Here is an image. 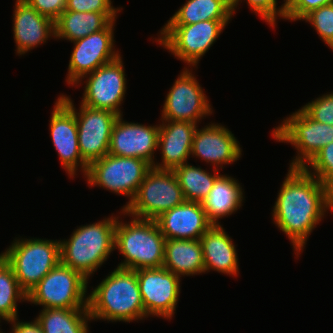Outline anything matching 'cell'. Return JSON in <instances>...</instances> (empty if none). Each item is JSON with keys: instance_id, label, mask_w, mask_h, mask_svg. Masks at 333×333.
Segmentation results:
<instances>
[{"instance_id": "obj_8", "label": "cell", "mask_w": 333, "mask_h": 333, "mask_svg": "<svg viewBox=\"0 0 333 333\" xmlns=\"http://www.w3.org/2000/svg\"><path fill=\"white\" fill-rule=\"evenodd\" d=\"M152 166L141 158L122 157L107 154L88 165L85 178L89 186H98L118 195L134 199L138 188Z\"/></svg>"}, {"instance_id": "obj_28", "label": "cell", "mask_w": 333, "mask_h": 333, "mask_svg": "<svg viewBox=\"0 0 333 333\" xmlns=\"http://www.w3.org/2000/svg\"><path fill=\"white\" fill-rule=\"evenodd\" d=\"M218 170L214 168V173L211 174L200 167L184 163L173 171L177 176L185 200L202 203L220 176Z\"/></svg>"}, {"instance_id": "obj_11", "label": "cell", "mask_w": 333, "mask_h": 333, "mask_svg": "<svg viewBox=\"0 0 333 333\" xmlns=\"http://www.w3.org/2000/svg\"><path fill=\"white\" fill-rule=\"evenodd\" d=\"M75 113L78 127V144L83 160L89 165L101 159L109 152V143L113 126L119 115L101 109H94L83 104L79 112L69 96H59Z\"/></svg>"}, {"instance_id": "obj_39", "label": "cell", "mask_w": 333, "mask_h": 333, "mask_svg": "<svg viewBox=\"0 0 333 333\" xmlns=\"http://www.w3.org/2000/svg\"><path fill=\"white\" fill-rule=\"evenodd\" d=\"M290 1L291 0H284L285 3L283 5L286 6Z\"/></svg>"}, {"instance_id": "obj_33", "label": "cell", "mask_w": 333, "mask_h": 333, "mask_svg": "<svg viewBox=\"0 0 333 333\" xmlns=\"http://www.w3.org/2000/svg\"><path fill=\"white\" fill-rule=\"evenodd\" d=\"M311 119L333 125V92L324 94L301 108Z\"/></svg>"}, {"instance_id": "obj_34", "label": "cell", "mask_w": 333, "mask_h": 333, "mask_svg": "<svg viewBox=\"0 0 333 333\" xmlns=\"http://www.w3.org/2000/svg\"><path fill=\"white\" fill-rule=\"evenodd\" d=\"M333 0H291L284 8L283 19L292 21L302 20L313 10L332 4Z\"/></svg>"}, {"instance_id": "obj_17", "label": "cell", "mask_w": 333, "mask_h": 333, "mask_svg": "<svg viewBox=\"0 0 333 333\" xmlns=\"http://www.w3.org/2000/svg\"><path fill=\"white\" fill-rule=\"evenodd\" d=\"M158 136L159 125L126 122L120 115L112 129L108 154L141 158L153 166Z\"/></svg>"}, {"instance_id": "obj_24", "label": "cell", "mask_w": 333, "mask_h": 333, "mask_svg": "<svg viewBox=\"0 0 333 333\" xmlns=\"http://www.w3.org/2000/svg\"><path fill=\"white\" fill-rule=\"evenodd\" d=\"M243 189L235 178L229 175H221L202 202L208 220L212 224L219 225V218L229 216L236 212L243 203Z\"/></svg>"}, {"instance_id": "obj_35", "label": "cell", "mask_w": 333, "mask_h": 333, "mask_svg": "<svg viewBox=\"0 0 333 333\" xmlns=\"http://www.w3.org/2000/svg\"><path fill=\"white\" fill-rule=\"evenodd\" d=\"M111 0H66L68 11L119 13L120 8H114Z\"/></svg>"}, {"instance_id": "obj_18", "label": "cell", "mask_w": 333, "mask_h": 333, "mask_svg": "<svg viewBox=\"0 0 333 333\" xmlns=\"http://www.w3.org/2000/svg\"><path fill=\"white\" fill-rule=\"evenodd\" d=\"M241 152L239 141L223 125L209 123L194 132L191 155L212 163L215 169L236 162L241 158Z\"/></svg>"}, {"instance_id": "obj_29", "label": "cell", "mask_w": 333, "mask_h": 333, "mask_svg": "<svg viewBox=\"0 0 333 333\" xmlns=\"http://www.w3.org/2000/svg\"><path fill=\"white\" fill-rule=\"evenodd\" d=\"M21 300L27 301V293L20 287L13 269L0 254V319L10 321L17 318V302Z\"/></svg>"}, {"instance_id": "obj_37", "label": "cell", "mask_w": 333, "mask_h": 333, "mask_svg": "<svg viewBox=\"0 0 333 333\" xmlns=\"http://www.w3.org/2000/svg\"><path fill=\"white\" fill-rule=\"evenodd\" d=\"M7 322L12 324V331L10 333H43V330L36 319L33 322H19L17 317L14 320Z\"/></svg>"}, {"instance_id": "obj_4", "label": "cell", "mask_w": 333, "mask_h": 333, "mask_svg": "<svg viewBox=\"0 0 333 333\" xmlns=\"http://www.w3.org/2000/svg\"><path fill=\"white\" fill-rule=\"evenodd\" d=\"M165 240L155 220L133 217L130 222L124 223L117 218L114 249L125 257L117 267L135 271L161 268Z\"/></svg>"}, {"instance_id": "obj_12", "label": "cell", "mask_w": 333, "mask_h": 333, "mask_svg": "<svg viewBox=\"0 0 333 333\" xmlns=\"http://www.w3.org/2000/svg\"><path fill=\"white\" fill-rule=\"evenodd\" d=\"M121 55L84 76L82 101L87 107L122 115L121 104L126 93V78ZM89 76V77H88Z\"/></svg>"}, {"instance_id": "obj_14", "label": "cell", "mask_w": 333, "mask_h": 333, "mask_svg": "<svg viewBox=\"0 0 333 333\" xmlns=\"http://www.w3.org/2000/svg\"><path fill=\"white\" fill-rule=\"evenodd\" d=\"M161 120L187 121L197 124L203 117L213 113L203 88L184 67L164 100Z\"/></svg>"}, {"instance_id": "obj_21", "label": "cell", "mask_w": 333, "mask_h": 333, "mask_svg": "<svg viewBox=\"0 0 333 333\" xmlns=\"http://www.w3.org/2000/svg\"><path fill=\"white\" fill-rule=\"evenodd\" d=\"M13 13V33L18 56L55 36L54 22L41 15L24 0H16Z\"/></svg>"}, {"instance_id": "obj_22", "label": "cell", "mask_w": 333, "mask_h": 333, "mask_svg": "<svg viewBox=\"0 0 333 333\" xmlns=\"http://www.w3.org/2000/svg\"><path fill=\"white\" fill-rule=\"evenodd\" d=\"M205 273L210 270L237 276L238 256L235 244L221 224H213L200 238Z\"/></svg>"}, {"instance_id": "obj_16", "label": "cell", "mask_w": 333, "mask_h": 333, "mask_svg": "<svg viewBox=\"0 0 333 333\" xmlns=\"http://www.w3.org/2000/svg\"><path fill=\"white\" fill-rule=\"evenodd\" d=\"M50 118V136L61 165L70 178H74L78 166L85 176L88 164L83 160L79 150L78 127L74 111L58 97Z\"/></svg>"}, {"instance_id": "obj_25", "label": "cell", "mask_w": 333, "mask_h": 333, "mask_svg": "<svg viewBox=\"0 0 333 333\" xmlns=\"http://www.w3.org/2000/svg\"><path fill=\"white\" fill-rule=\"evenodd\" d=\"M118 13L76 12L64 10L54 22L56 39L76 41L103 30Z\"/></svg>"}, {"instance_id": "obj_3", "label": "cell", "mask_w": 333, "mask_h": 333, "mask_svg": "<svg viewBox=\"0 0 333 333\" xmlns=\"http://www.w3.org/2000/svg\"><path fill=\"white\" fill-rule=\"evenodd\" d=\"M117 216L79 226L68 240L60 241L61 263L79 272L85 279L107 261L114 251Z\"/></svg>"}, {"instance_id": "obj_7", "label": "cell", "mask_w": 333, "mask_h": 333, "mask_svg": "<svg viewBox=\"0 0 333 333\" xmlns=\"http://www.w3.org/2000/svg\"><path fill=\"white\" fill-rule=\"evenodd\" d=\"M88 281L60 262L27 293V302L43 309H88Z\"/></svg>"}, {"instance_id": "obj_36", "label": "cell", "mask_w": 333, "mask_h": 333, "mask_svg": "<svg viewBox=\"0 0 333 333\" xmlns=\"http://www.w3.org/2000/svg\"><path fill=\"white\" fill-rule=\"evenodd\" d=\"M41 15L55 22L66 8V0H24Z\"/></svg>"}, {"instance_id": "obj_26", "label": "cell", "mask_w": 333, "mask_h": 333, "mask_svg": "<svg viewBox=\"0 0 333 333\" xmlns=\"http://www.w3.org/2000/svg\"><path fill=\"white\" fill-rule=\"evenodd\" d=\"M230 0H187L165 25H189L207 20H230Z\"/></svg>"}, {"instance_id": "obj_31", "label": "cell", "mask_w": 333, "mask_h": 333, "mask_svg": "<svg viewBox=\"0 0 333 333\" xmlns=\"http://www.w3.org/2000/svg\"><path fill=\"white\" fill-rule=\"evenodd\" d=\"M304 169L323 184L333 176V142L324 146Z\"/></svg>"}, {"instance_id": "obj_2", "label": "cell", "mask_w": 333, "mask_h": 333, "mask_svg": "<svg viewBox=\"0 0 333 333\" xmlns=\"http://www.w3.org/2000/svg\"><path fill=\"white\" fill-rule=\"evenodd\" d=\"M87 297L92 320L132 322L147 318L135 270L115 268Z\"/></svg>"}, {"instance_id": "obj_15", "label": "cell", "mask_w": 333, "mask_h": 333, "mask_svg": "<svg viewBox=\"0 0 333 333\" xmlns=\"http://www.w3.org/2000/svg\"><path fill=\"white\" fill-rule=\"evenodd\" d=\"M145 315L172 319L181 290L180 277L168 269L136 270Z\"/></svg>"}, {"instance_id": "obj_32", "label": "cell", "mask_w": 333, "mask_h": 333, "mask_svg": "<svg viewBox=\"0 0 333 333\" xmlns=\"http://www.w3.org/2000/svg\"><path fill=\"white\" fill-rule=\"evenodd\" d=\"M241 0H230L232 14ZM251 9L265 20L270 26L276 27L278 17H284V5L277 7V0H246Z\"/></svg>"}, {"instance_id": "obj_19", "label": "cell", "mask_w": 333, "mask_h": 333, "mask_svg": "<svg viewBox=\"0 0 333 333\" xmlns=\"http://www.w3.org/2000/svg\"><path fill=\"white\" fill-rule=\"evenodd\" d=\"M165 239L200 240L213 225L202 203L185 201L155 219Z\"/></svg>"}, {"instance_id": "obj_13", "label": "cell", "mask_w": 333, "mask_h": 333, "mask_svg": "<svg viewBox=\"0 0 333 333\" xmlns=\"http://www.w3.org/2000/svg\"><path fill=\"white\" fill-rule=\"evenodd\" d=\"M112 20L103 30L73 41L74 48L68 65L67 83L81 85L84 76L92 73L100 66L115 60L120 54L115 52L114 26ZM75 84V85H74Z\"/></svg>"}, {"instance_id": "obj_10", "label": "cell", "mask_w": 333, "mask_h": 333, "mask_svg": "<svg viewBox=\"0 0 333 333\" xmlns=\"http://www.w3.org/2000/svg\"><path fill=\"white\" fill-rule=\"evenodd\" d=\"M272 136L298 150L290 168H304L324 146L333 142V125L317 122L299 109L274 128Z\"/></svg>"}, {"instance_id": "obj_38", "label": "cell", "mask_w": 333, "mask_h": 333, "mask_svg": "<svg viewBox=\"0 0 333 333\" xmlns=\"http://www.w3.org/2000/svg\"><path fill=\"white\" fill-rule=\"evenodd\" d=\"M325 203L327 209L333 212V176H331L325 183Z\"/></svg>"}, {"instance_id": "obj_5", "label": "cell", "mask_w": 333, "mask_h": 333, "mask_svg": "<svg viewBox=\"0 0 333 333\" xmlns=\"http://www.w3.org/2000/svg\"><path fill=\"white\" fill-rule=\"evenodd\" d=\"M1 253L9 263L20 287L28 293L61 262L60 241L47 239H14Z\"/></svg>"}, {"instance_id": "obj_23", "label": "cell", "mask_w": 333, "mask_h": 333, "mask_svg": "<svg viewBox=\"0 0 333 333\" xmlns=\"http://www.w3.org/2000/svg\"><path fill=\"white\" fill-rule=\"evenodd\" d=\"M162 267L179 277L205 273L200 240L166 239Z\"/></svg>"}, {"instance_id": "obj_27", "label": "cell", "mask_w": 333, "mask_h": 333, "mask_svg": "<svg viewBox=\"0 0 333 333\" xmlns=\"http://www.w3.org/2000/svg\"><path fill=\"white\" fill-rule=\"evenodd\" d=\"M43 333H88V309H42L35 318Z\"/></svg>"}, {"instance_id": "obj_30", "label": "cell", "mask_w": 333, "mask_h": 333, "mask_svg": "<svg viewBox=\"0 0 333 333\" xmlns=\"http://www.w3.org/2000/svg\"><path fill=\"white\" fill-rule=\"evenodd\" d=\"M303 20L309 22L320 38L333 50V3L313 10Z\"/></svg>"}, {"instance_id": "obj_20", "label": "cell", "mask_w": 333, "mask_h": 333, "mask_svg": "<svg viewBox=\"0 0 333 333\" xmlns=\"http://www.w3.org/2000/svg\"><path fill=\"white\" fill-rule=\"evenodd\" d=\"M197 124L187 121L162 120L159 124L158 148L162 154V162L154 163L153 168L174 170L188 163L191 155L192 142Z\"/></svg>"}, {"instance_id": "obj_9", "label": "cell", "mask_w": 333, "mask_h": 333, "mask_svg": "<svg viewBox=\"0 0 333 333\" xmlns=\"http://www.w3.org/2000/svg\"><path fill=\"white\" fill-rule=\"evenodd\" d=\"M228 23L229 20H207L189 25H164L156 42L179 60L197 67Z\"/></svg>"}, {"instance_id": "obj_1", "label": "cell", "mask_w": 333, "mask_h": 333, "mask_svg": "<svg viewBox=\"0 0 333 333\" xmlns=\"http://www.w3.org/2000/svg\"><path fill=\"white\" fill-rule=\"evenodd\" d=\"M273 206V223L290 239L296 257L326 215L324 184L304 168H290Z\"/></svg>"}, {"instance_id": "obj_6", "label": "cell", "mask_w": 333, "mask_h": 333, "mask_svg": "<svg viewBox=\"0 0 333 333\" xmlns=\"http://www.w3.org/2000/svg\"><path fill=\"white\" fill-rule=\"evenodd\" d=\"M185 201L174 171L152 167L145 175L134 199L121 211L122 215L155 220L162 213Z\"/></svg>"}]
</instances>
